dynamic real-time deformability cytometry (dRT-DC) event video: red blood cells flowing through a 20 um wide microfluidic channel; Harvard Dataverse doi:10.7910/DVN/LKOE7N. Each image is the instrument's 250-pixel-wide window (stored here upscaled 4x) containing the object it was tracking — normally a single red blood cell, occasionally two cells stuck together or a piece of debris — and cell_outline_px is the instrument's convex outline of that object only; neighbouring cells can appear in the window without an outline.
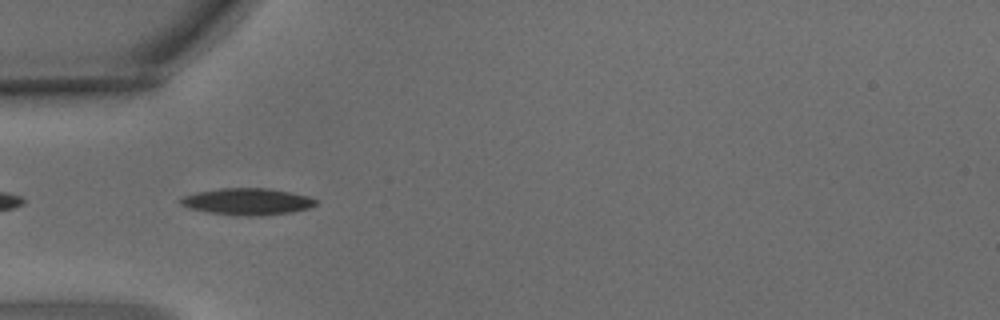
{"species": "common noctule bat (a hibernating species)", "species_latin": "Nyctalus noctula", "temperature_condition": "warm", "stored_images_in_passage": 6, "camera_frame_rate_fps": 3000, "um_per_image_px": 0.085, "animal": {"sex": "male", "body_mass_g": 15.6}, "frame": {"image": 1, "passage_image": 4, "time_ms": 1.0, "image_size_px": [1000, 320], "cell_outline_px": [[320, 200], [316, 204], [308, 208], [292, 212], [260, 216], [236, 216], [204, 212], [188, 208], [180, 204], [180, 200], [184, 196], [196, 192], [220, 188], [268, 188], [308, 196]], "centroid_in_image_um": [21.01, 17.14], "position_along_channel_um": 64.0, "area_um2": 21.27}}
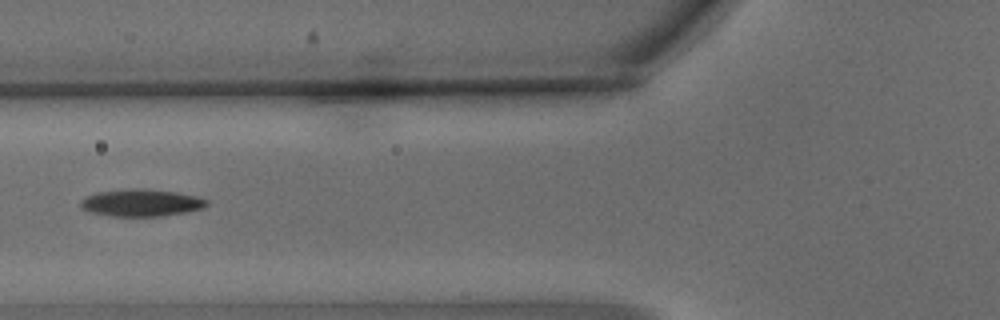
{"frame": {"image": 2, "passage_image": 5, "time_ms": 1.333, "image_size_px": [1000, 320], "cell_outline_px": [[208, 204], [204, 208], [188, 212], [160, 216], [108, 216], [92, 212], [80, 208], [80, 200], [96, 192], [124, 188], [144, 188], [176, 192], [196, 196], [208, 200]], "centroid_in_image_um": [12.0, 17.23], "position_along_channel_um": 113.8, "area_um2": 20.23}}